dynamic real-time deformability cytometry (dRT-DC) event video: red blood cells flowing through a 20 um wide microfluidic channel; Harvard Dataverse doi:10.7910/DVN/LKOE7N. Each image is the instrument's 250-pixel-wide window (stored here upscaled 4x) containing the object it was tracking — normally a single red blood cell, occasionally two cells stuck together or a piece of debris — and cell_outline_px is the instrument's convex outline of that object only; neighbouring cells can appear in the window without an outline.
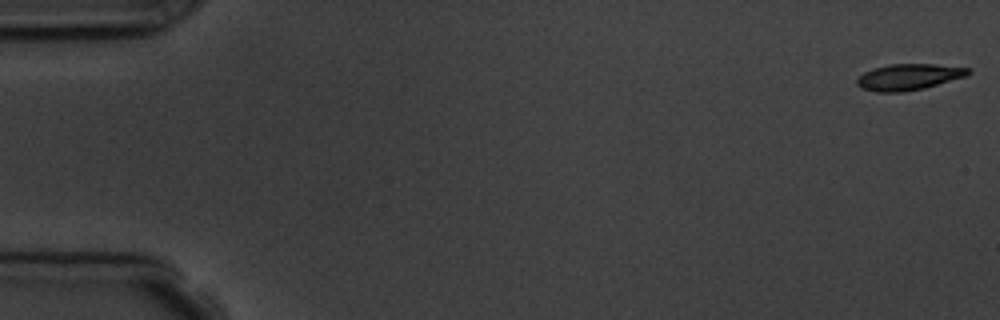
{"species": "common noctule bat (a hibernating species)", "species_latin": "Nyctalus noctula", "temperature_condition": "room temperature", "stored_images_in_passage": 8, "camera_frame_rate_fps": 3000, "um_per_image_px": 0.085, "animal": {"sex": "male", "body_mass_g": 19.5, "forearm_length_mm": 54.6}, "frame": {"image": 1, "passage_image": 1, "time_ms": 0.0, "image_size_px": [1000, 320], "cell_outline_px": [[972, 72], [968, 76], [924, 88], [904, 92], [876, 92], [860, 88], [856, 84], [856, 80], [864, 72], [872, 68], [892, 64], [936, 64], [972, 68]], "centroid_in_image_um": [77.27, 6.54], "position_along_channel_um": 7.7, "area_um2": 17.22}}
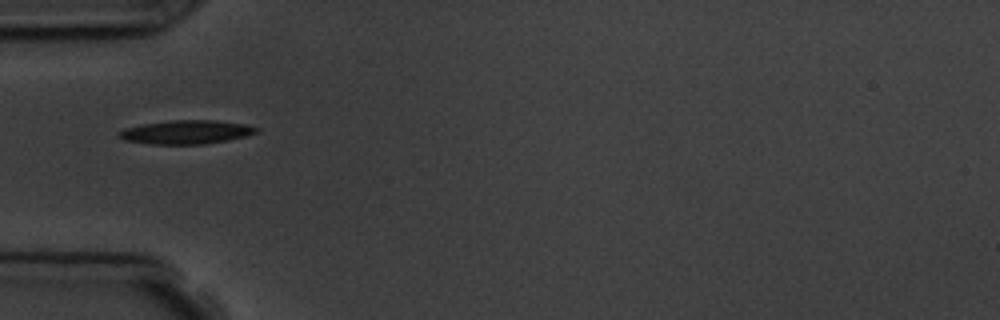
{"frame": {"image": 2, "passage_image": 5, "time_ms": 5.667, "image_size_px": [1000, 320], "cell_outline_px": [[260, 128], [256, 132], [244, 136], [228, 140], [204, 144], [152, 144], [124, 140], [116, 132], [124, 128], [140, 124], [168, 120], [216, 120], [244, 124]], "centroid_in_image_um": [15.79, 11.22], "position_along_channel_um": 69.2, "area_um2": 19.02}}